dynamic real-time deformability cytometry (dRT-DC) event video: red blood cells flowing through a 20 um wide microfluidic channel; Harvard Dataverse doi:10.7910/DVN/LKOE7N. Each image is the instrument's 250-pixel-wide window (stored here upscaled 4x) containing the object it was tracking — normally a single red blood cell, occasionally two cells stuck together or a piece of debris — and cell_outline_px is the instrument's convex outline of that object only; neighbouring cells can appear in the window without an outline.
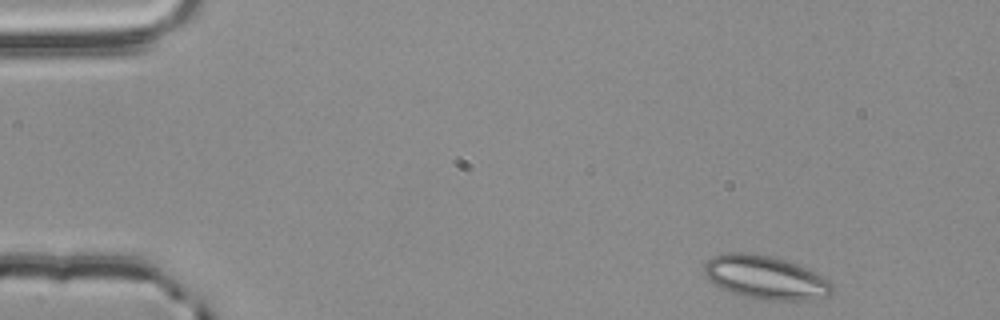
{"species": "common noctule bat (a hibernating species)", "species_latin": "Nyctalus noctula", "temperature_condition": "room temperature", "stored_images_in_passage": 50, "camera_frame_rate_fps": 3000, "um_per_image_px": 0.085, "animal": {"sex": "male", "body_mass_g": 20.4}, "frame": {"image": 1, "passage_image": 1, "time_ms": 0.0, "image_size_px": [1000, 320], "cell_outline_px": [[832, 292], [828, 296], [808, 300], [760, 300], [744, 296], [720, 288], [708, 280], [704, 276], [704, 264], [712, 256], [728, 252], [748, 252], [772, 256], [796, 264], [828, 280], [832, 284]], "centroid_in_image_um": [65.0, 23.58], "position_along_channel_um": 20.0, "area_um2": 32.37}}
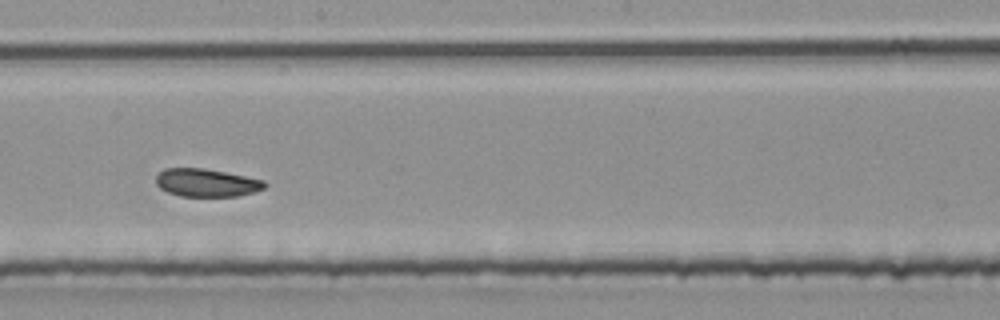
{"frame": {"image": 2, "passage_image": 26, "time_ms": 8.333, "image_size_px": [1000, 320], "cell_outline_px": [[268, 184], [264, 188], [240, 196], [180, 196], [168, 192], [160, 188], [156, 184], [156, 176], [164, 168], [204, 168], [264, 180]], "centroid_in_image_um": [17.54, 15.53], "position_along_channel_um": 230.7, "area_um2": 17.63}}
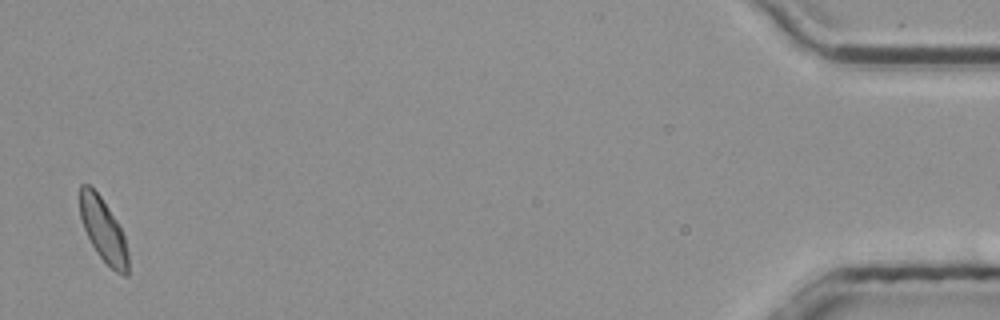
{"frame": {"image": 3, "passage_image": 49, "time_ms": 16.0, "image_size_px": [1000, 320], "cell_outline_px": [[128, 276], [124, 276], [116, 272], [96, 252], [84, 228], [80, 216], [80, 184], [88, 184], [100, 196], [116, 220], [124, 236], [128, 256]], "centroid_in_image_um": [8.78, 19.57], "position_along_channel_um": 426.4, "area_um2": 17.46}}